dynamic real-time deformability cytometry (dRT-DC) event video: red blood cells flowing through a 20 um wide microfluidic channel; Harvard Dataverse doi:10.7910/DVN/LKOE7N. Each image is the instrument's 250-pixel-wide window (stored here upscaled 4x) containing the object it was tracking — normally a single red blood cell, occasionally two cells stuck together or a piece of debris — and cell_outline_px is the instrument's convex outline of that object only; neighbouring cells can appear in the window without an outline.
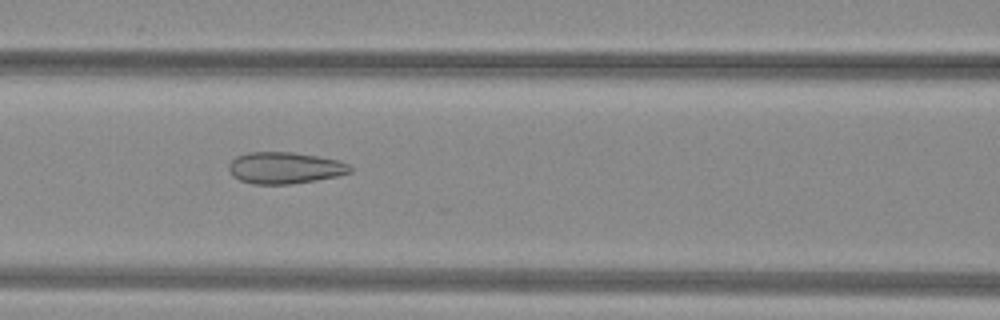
{"species": "common noctule bat (a hibernating species)", "species_latin": "Nyctalus noctula", "temperature_condition": "warm", "stored_images_in_passage": 29, "camera_frame_rate_fps": 3000, "um_per_image_px": 0.085, "animal": {"sex": "female", "body_mass_g": 29.2, "forearm_length_mm": 56.3}, "frame": {"image": 1, "passage_image": 24, "time_ms": 7.667, "image_size_px": [1000, 320], "cell_outline_px": [[352, 172], [336, 176], [316, 180], [292, 184], [252, 184], [240, 180], [232, 176], [228, 168], [228, 164], [236, 156], [248, 152], [292, 152], [316, 156], [336, 160], [348, 164], [352, 168]], "centroid_in_image_um": [24.17, 14.27], "position_along_channel_um": 142.4, "area_um2": 22.31}}
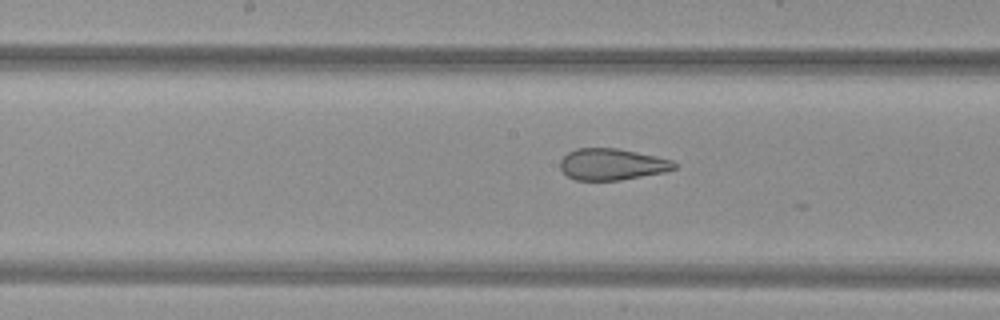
{"frame": {"image": 2, "passage_image": 28, "time_ms": 9.0, "image_size_px": [1000, 320], "cell_outline_px": [[676, 168], [664, 172], [620, 180], [576, 180], [568, 176], [560, 168], [560, 160], [568, 152], [576, 148], [616, 148], [656, 156], [672, 160], [676, 164]], "centroid_in_image_um": [52.0, 13.96], "position_along_channel_um": 196.2, "area_um2": 20.81}}